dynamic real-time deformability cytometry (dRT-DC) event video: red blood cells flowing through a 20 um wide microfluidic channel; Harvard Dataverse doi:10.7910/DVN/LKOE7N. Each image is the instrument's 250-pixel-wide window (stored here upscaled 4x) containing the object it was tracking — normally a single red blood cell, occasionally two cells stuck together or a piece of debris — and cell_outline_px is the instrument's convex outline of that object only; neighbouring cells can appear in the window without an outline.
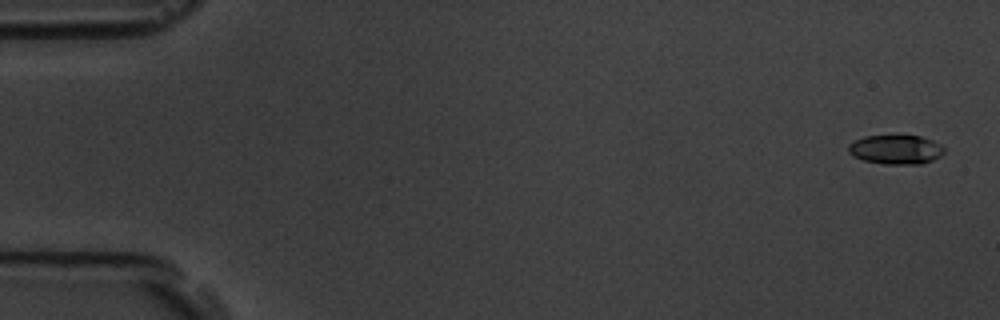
{"species": "common noctule bat (a hibernating species)", "species_latin": "Nyctalus noctula", "temperature_condition": "room temperature", "stored_images_in_passage": 6, "camera_frame_rate_fps": 3000, "um_per_image_px": 0.085, "animal": {"sex": "male", "body_mass_g": 19.5, "forearm_length_mm": 54.6}, "frame": {"image": 1, "passage_image": 1, "time_ms": 0.0, "image_size_px": [1000, 320], "cell_outline_px": [[944, 152], [940, 156], [932, 160], [920, 164], [884, 164], [864, 160], [852, 156], [848, 152], [848, 144], [864, 136], [920, 136], [932, 140], [940, 144], [944, 148]], "centroid_in_image_um": [76.13, 12.72], "position_along_channel_um": 8.9, "area_um2": 16.24}}
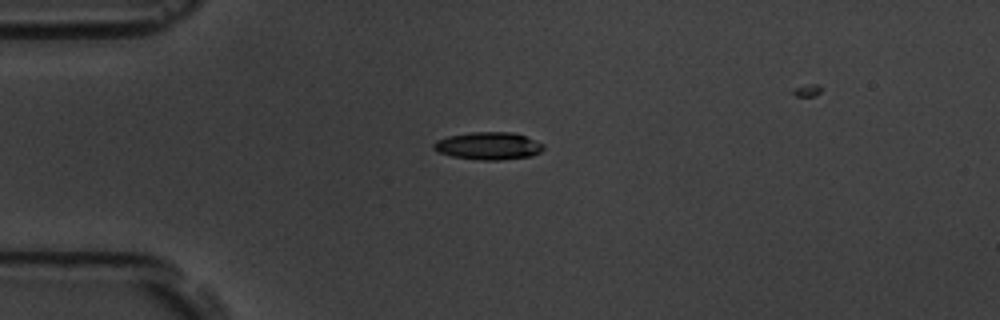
{"frame": {"image": 2, "passage_image": 5, "time_ms": 4.333, "image_size_px": [1000, 320], "cell_outline_px": [[544, 148], [540, 152], [532, 156], [500, 160], [476, 160], [452, 156], [440, 152], [432, 148], [432, 144], [436, 140], [448, 136], [472, 132], [512, 132], [524, 136], [544, 144]], "centroid_in_image_um": [41.5, 12.4], "position_along_channel_um": 43.5, "area_um2": 17.63}}